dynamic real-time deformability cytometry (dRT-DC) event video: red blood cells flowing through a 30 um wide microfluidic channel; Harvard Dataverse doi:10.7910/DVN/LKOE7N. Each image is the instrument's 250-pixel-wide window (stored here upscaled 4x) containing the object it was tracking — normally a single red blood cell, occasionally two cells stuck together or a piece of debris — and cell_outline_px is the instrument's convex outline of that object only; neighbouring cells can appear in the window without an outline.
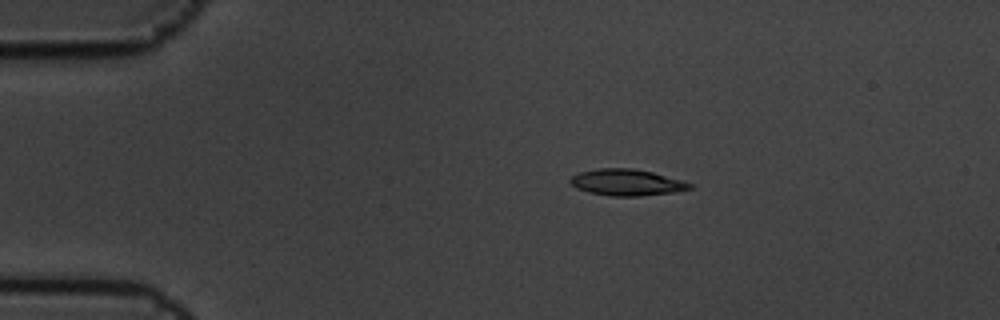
{"species": "common noctule bat (a hibernating species)", "species_latin": "Nyctalus noctula", "temperature_condition": "cold", "stored_images_in_passage": 5, "camera_frame_rate_fps": 3000, "um_per_image_px": 0.085, "animal": {"sex": "male", "body_mass_g": 19.5, "forearm_length_mm": 54.6}, "frame": {"image": 1, "passage_image": 4, "time_ms": 1.0, "image_size_px": [1000, 320], "cell_outline_px": [[692, 188], [676, 192], [640, 196], [612, 196], [588, 192], [576, 188], [568, 180], [572, 176], [580, 172], [596, 168], [632, 168], [652, 172], [680, 180], [692, 184]], "centroid_in_image_um": [53.24, 15.5], "position_along_channel_um": 31.8, "area_um2": 18.32}}